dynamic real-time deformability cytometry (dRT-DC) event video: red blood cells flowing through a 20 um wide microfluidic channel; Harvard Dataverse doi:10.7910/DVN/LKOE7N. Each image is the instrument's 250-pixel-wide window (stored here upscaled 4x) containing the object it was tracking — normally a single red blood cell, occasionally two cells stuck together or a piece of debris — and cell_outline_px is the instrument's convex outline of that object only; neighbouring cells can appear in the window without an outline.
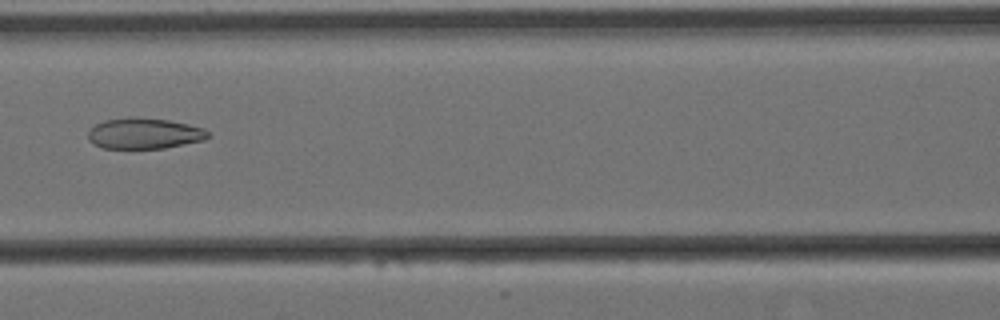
{"species": "Egyptian fruit bat (a non-hibernating species)", "species_latin": "Rousettus aegyptiacus", "temperature_condition": "cold", "stored_images_in_passage": 10, "camera_frame_rate_fps": 3000, "um_per_image_px": 0.085, "animal": {"sex": "female"}, "frame": {"image": 1, "passage_image": 7, "time_ms": 2.0, "image_size_px": [1000, 320], "cell_outline_px": [[212, 136], [204, 140], [164, 148], [104, 148], [88, 140], [88, 128], [104, 120], [128, 116], [136, 116], [168, 120], [188, 124], [204, 128]], "centroid_in_image_um": [12.26, 11.32], "position_along_channel_um": 154.3, "area_um2": 21.79}}
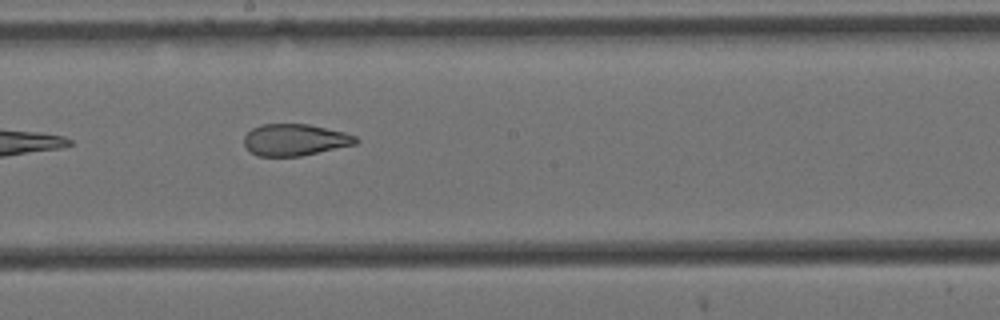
{"frame": {"image": 2, "passage_image": 9, "time_ms": 2.667, "image_size_px": [1000, 320], "cell_outline_px": [[360, 140], [356, 144], [300, 156], [256, 156], [244, 144], [244, 136], [252, 128], [260, 124], [308, 124], [344, 132], [356, 136]], "centroid_in_image_um": [25.07, 11.88], "position_along_channel_um": 223.1, "area_um2": 20.58}}
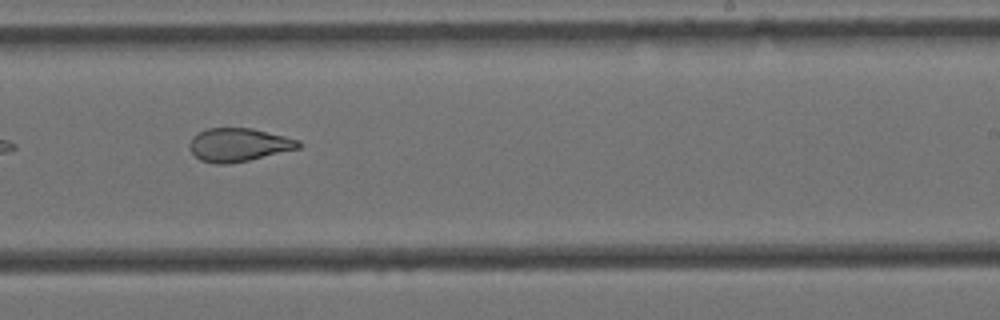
{"frame": {"image": 3, "passage_image": 10, "time_ms": 3.0, "image_size_px": [1000, 320], "cell_outline_px": [[300, 148], [248, 160], [224, 164], [216, 164], [200, 160], [188, 148], [188, 144], [192, 136], [208, 128], [252, 128], [300, 140]], "centroid_in_image_um": [20.25, 12.3], "position_along_channel_um": 268.7, "area_um2": 21.04}}